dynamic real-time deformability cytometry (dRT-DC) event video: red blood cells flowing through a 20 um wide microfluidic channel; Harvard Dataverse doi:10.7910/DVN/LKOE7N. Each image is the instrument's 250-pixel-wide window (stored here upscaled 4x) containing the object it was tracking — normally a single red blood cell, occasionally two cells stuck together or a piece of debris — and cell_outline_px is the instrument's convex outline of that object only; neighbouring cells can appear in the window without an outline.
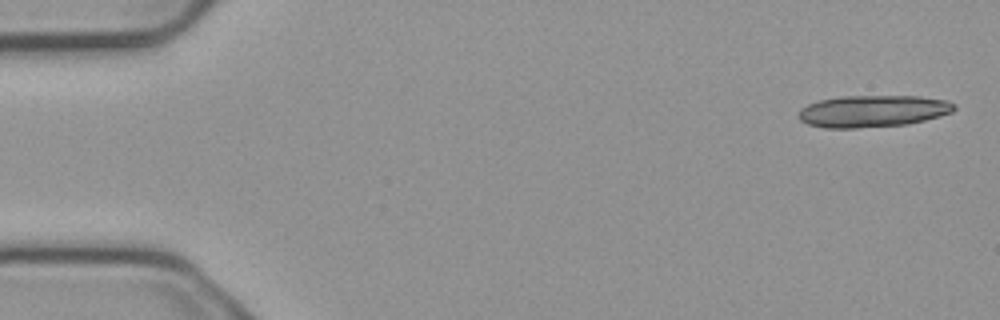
{"species": "common noctule bat (a hibernating species)", "species_latin": "Nyctalus noctula", "temperature_condition": "cold", "stored_images_in_passage": 6, "camera_frame_rate_fps": 3000, "um_per_image_px": 0.085, "animal": {"sex": "male", "body_mass_g": 23.1, "forearm_length_mm": 52.7}, "frame": {"image": 1, "passage_image": 1, "time_ms": 0.0, "image_size_px": [1000, 320], "cell_outline_px": [[956, 108], [952, 112], [940, 116], [908, 124], [856, 128], [824, 128], [808, 124], [800, 120], [800, 108], [808, 104], [820, 100], [840, 96], [920, 96], [948, 100], [956, 104]], "centroid_in_image_um": [74.22, 9.44], "position_along_channel_um": 10.8, "area_um2": 29.02}}